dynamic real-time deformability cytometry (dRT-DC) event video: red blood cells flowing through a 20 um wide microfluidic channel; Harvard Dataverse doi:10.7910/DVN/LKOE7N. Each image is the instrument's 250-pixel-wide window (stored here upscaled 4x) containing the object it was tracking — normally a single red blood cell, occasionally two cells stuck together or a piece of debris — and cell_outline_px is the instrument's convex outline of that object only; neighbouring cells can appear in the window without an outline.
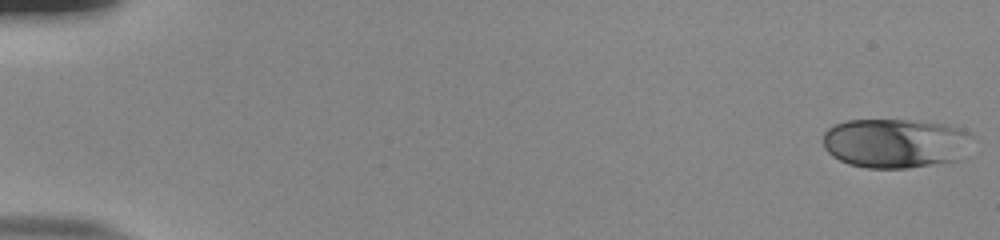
{"species": "human", "species_latin": "Homo sapiens", "temperature_condition": "room temperature", "stored_images_in_passage": 54, "camera_frame_rate_fps": 3000, "um_per_image_px": 0.085, "donor": {"sex": "male"}, "frame": {"image": 1, "passage_image": 1, "time_ms": 0.0, "image_size_px": [1000, 240], "cell_outline_px": [[972, 136], [960, 160], [908, 168], [868, 168], [848, 164], [832, 156], [824, 148], [824, 132], [832, 124], [848, 120], [908, 120], [944, 124], [960, 128], [968, 132]], "centroid_in_image_um": [76.07, 12.17], "position_along_channel_um": 8.9, "area_um2": 43.06}}
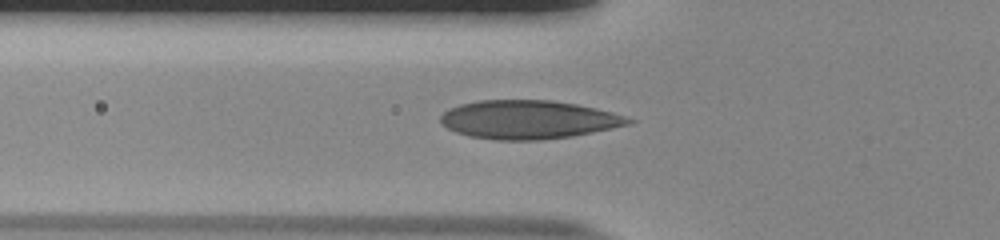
{"frame": {"image": 2, "passage_image": 20, "time_ms": 6.333, "image_size_px": [1000, 240], "cell_outline_px": [[636, 120], [632, 124], [572, 136], [540, 140], [496, 140], [468, 136], [456, 132], [448, 128], [440, 120], [440, 116], [448, 108], [460, 104], [480, 100], [552, 100], [576, 104], [596, 108], [612, 112]], "centroid_in_image_um": [44.92, 10.16], "position_along_channel_um": 80.9, "area_um2": 42.25}}
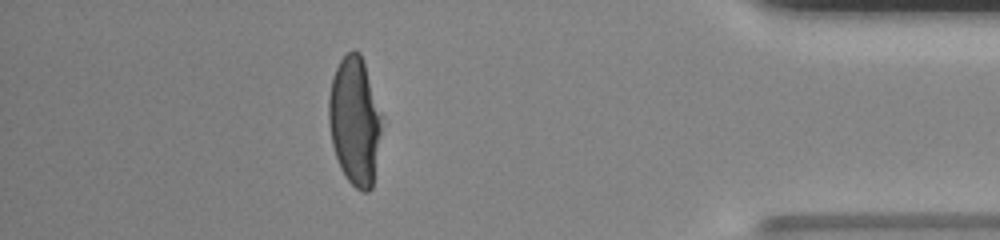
{"frame": {"image": 3, "passage_image": 48, "time_ms": 15.667, "image_size_px": [1000, 240], "cell_outline_px": [[380, 132], [372, 188], [368, 192], [364, 192], [356, 188], [348, 180], [340, 168], [332, 144], [328, 124], [328, 96], [332, 76], [340, 60], [352, 48], [360, 52], [364, 60], [380, 112]], "centroid_in_image_um": [30.11, 10.24], "position_along_channel_um": 405.1, "area_um2": 39.3}, "authors_computed_cell_mechanics": {"area_um2": 40.6623, "velocity_mm_per_s": 3.8482, "shape_relaxation_time_tau1_ms": 4.8666, "shape_relaxation_time_tau2_ms": null, "deformation_change_tau1": 0.2198, "deformation_change_tau2": null}}